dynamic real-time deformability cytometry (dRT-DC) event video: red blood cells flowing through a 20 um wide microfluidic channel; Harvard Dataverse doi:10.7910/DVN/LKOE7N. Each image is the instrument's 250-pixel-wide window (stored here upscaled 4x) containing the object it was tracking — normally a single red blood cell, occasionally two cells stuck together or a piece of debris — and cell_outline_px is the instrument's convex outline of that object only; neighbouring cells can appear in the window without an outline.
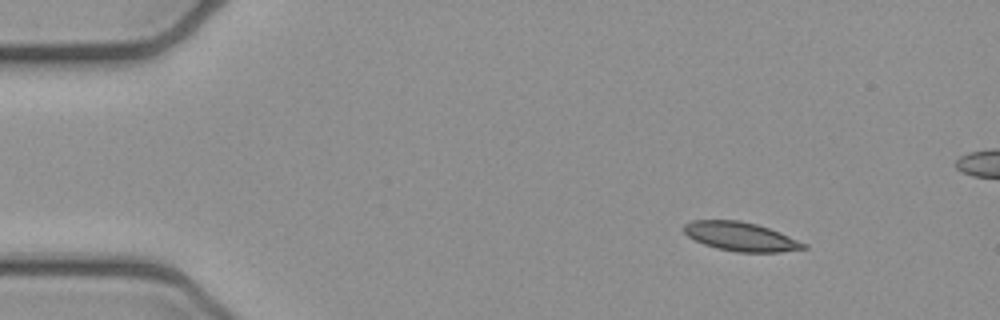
{"species": "common noctule bat (a hibernating species)", "species_latin": "Nyctalus noctula", "temperature_condition": "cold", "stored_images_in_passage": 52, "camera_frame_rate_fps": 3000, "um_per_image_px": 0.085, "animal": {"sex": "female", "body_mass_g": 21.9}, "frame": {"image": 1, "passage_image": 6, "time_ms": 1.667, "image_size_px": [1000, 320], "cell_outline_px": [[808, 248], [780, 252], [736, 252], [716, 248], [704, 244], [688, 236], [684, 232], [684, 224], [692, 220], [740, 220], [756, 224], [780, 232], [808, 244]], "centroid_in_image_um": [62.98, 20.11], "position_along_channel_um": 22.0, "area_um2": 20.17}}
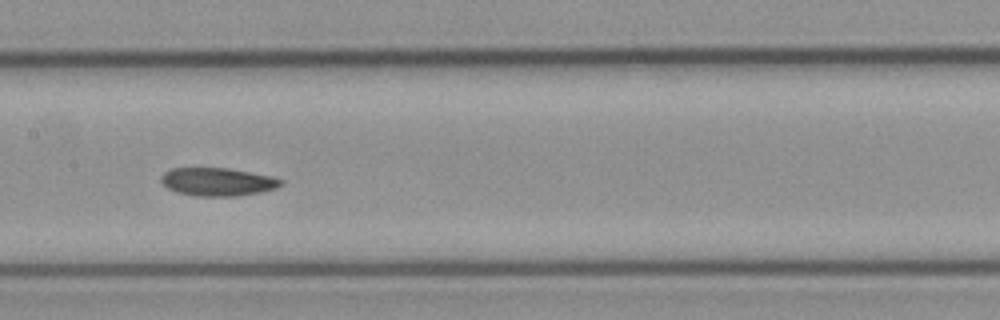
{"frame": {"image": 2, "passage_image": 25, "time_ms": 8.0, "image_size_px": [1000, 320], "cell_outline_px": [[284, 184], [276, 188], [260, 192], [236, 196], [196, 196], [176, 192], [168, 188], [160, 180], [160, 176], [164, 172], [172, 168], [228, 168], [272, 176], [284, 180]], "centroid_in_image_um": [18.51, 15.45], "position_along_channel_um": 188.9, "area_um2": 19.71}}
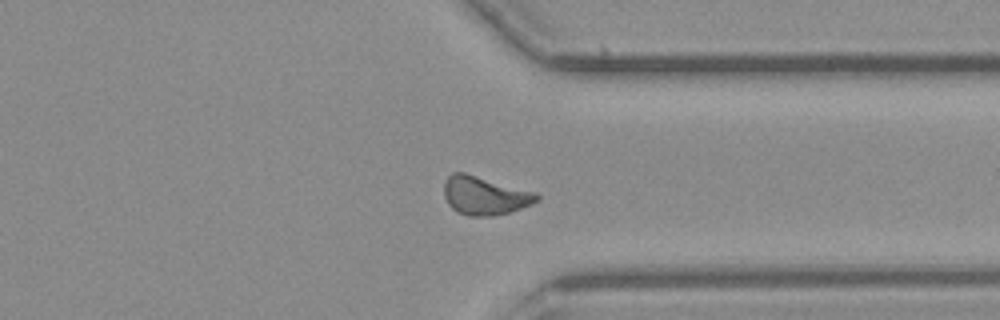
{"frame": {"image": 3, "passage_image": 39, "time_ms": 12.667, "image_size_px": [1000, 320], "cell_outline_px": [[540, 200], [532, 204], [508, 212], [492, 216], [468, 216], [456, 212], [448, 204], [444, 196], [444, 180], [452, 172], [464, 172], [536, 192], [540, 196]], "centroid_in_image_um": [41.18, 16.62], "position_along_channel_um": 370.2, "area_um2": 20.92}, "authors_computed_cell_mechanics": {"area_um2": 19.9121, "velocity_mm_per_s": 3.9127, "shape_relaxation_time_tau1_ms": null, "shape_relaxation_time_tau2_ms": 4.8481, "deformation_change_tau1": null, "deformation_change_tau2": 0.0836}}